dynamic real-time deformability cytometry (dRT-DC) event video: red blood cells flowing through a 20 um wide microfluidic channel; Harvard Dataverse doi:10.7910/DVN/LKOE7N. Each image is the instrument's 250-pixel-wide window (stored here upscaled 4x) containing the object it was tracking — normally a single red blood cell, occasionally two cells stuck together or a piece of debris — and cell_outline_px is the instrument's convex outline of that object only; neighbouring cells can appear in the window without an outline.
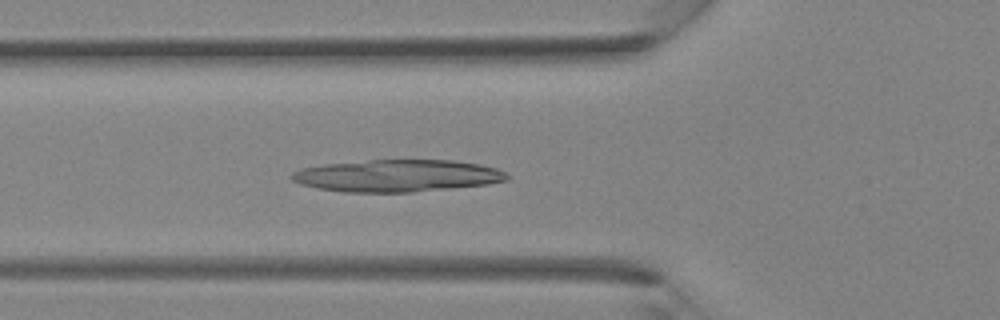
{"species": "Egyptian fruit bat (a non-hibernating species)", "species_latin": "Rousettus aegyptiacus", "temperature_condition": "room temperature", "stored_images_in_passage": 36, "camera_frame_rate_fps": 3000, "um_per_image_px": 0.085, "animal": {"sex": "female"}, "frame": {"image": 1, "passage_image": 13, "time_ms": 4.0, "image_size_px": [1000, 320], "cell_outline_px": [[512, 176], [508, 180], [488, 184], [412, 192], [344, 192], [316, 188], [300, 184], [292, 180], [288, 176], [292, 172], [300, 168], [324, 164], [368, 160], [452, 160], [480, 164], [496, 168]], "centroid_in_image_um": [33.74, 14.93], "position_along_channel_um": 92.1, "area_um2": 40.52}}
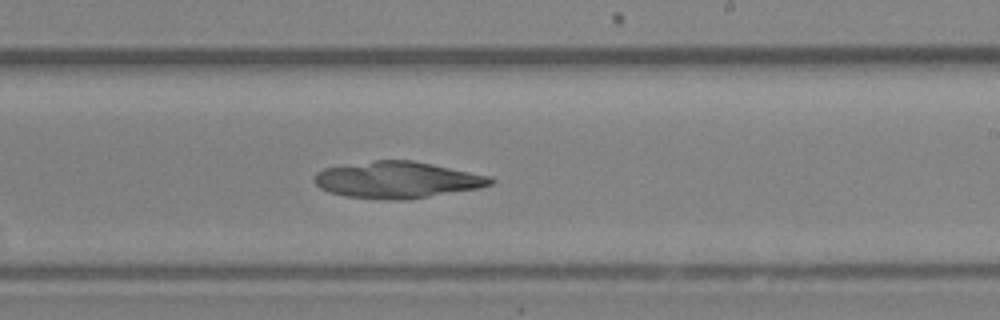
{"frame": {"image": 2, "passage_image": 22, "time_ms": 7.0, "image_size_px": [1000, 320], "cell_outline_px": [[496, 180], [492, 184], [480, 188], [408, 200], [392, 200], [344, 196], [328, 192], [320, 188], [312, 180], [316, 172], [324, 168], [372, 160], [412, 160], [492, 176]], "centroid_in_image_um": [33.77, 15.29], "position_along_channel_um": 255.2, "area_um2": 37.86}}
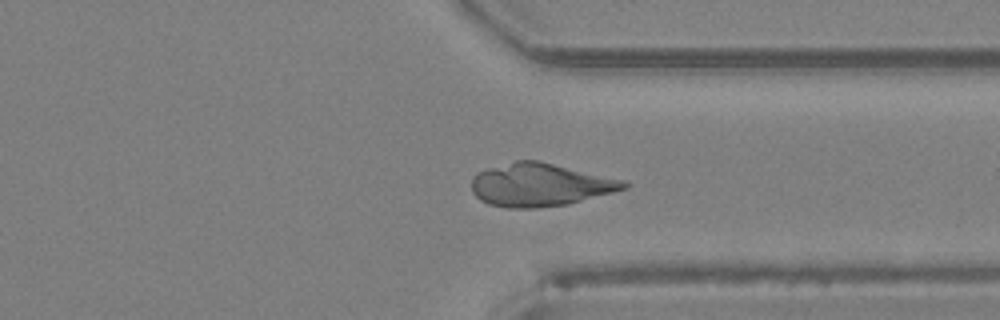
{"frame": {"image": 3, "passage_image": 28, "time_ms": 9.0, "image_size_px": [1000, 320], "cell_outline_px": [[628, 188], [568, 204], [536, 208], [504, 208], [488, 204], [480, 200], [472, 192], [472, 176], [476, 172], [488, 168], [516, 160], [540, 160], [628, 180]], "centroid_in_image_um": [45.92, 15.7], "position_along_channel_um": 365.5, "area_um2": 38.73}}